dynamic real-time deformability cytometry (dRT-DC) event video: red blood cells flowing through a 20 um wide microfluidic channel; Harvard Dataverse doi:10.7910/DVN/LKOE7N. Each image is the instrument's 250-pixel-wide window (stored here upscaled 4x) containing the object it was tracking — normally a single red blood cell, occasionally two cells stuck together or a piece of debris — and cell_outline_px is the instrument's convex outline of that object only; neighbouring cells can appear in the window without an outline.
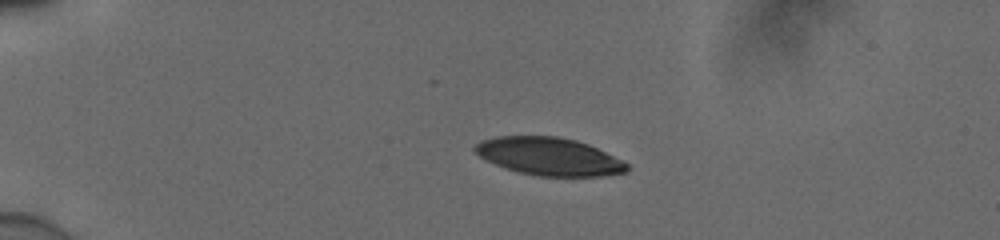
{"species": "human", "species_latin": "Homo sapiens", "temperature_condition": "cold", "stored_images_in_passage": 4, "camera_frame_rate_fps": 3000, "um_per_image_px": 0.085, "donor": {"sex": "male"}, "frame": {"image": 1, "passage_image": 1, "time_ms": 0.0, "image_size_px": [1000, 240], "cell_outline_px": [[628, 172], [604, 176], [540, 176], [520, 172], [496, 164], [480, 156], [472, 148], [480, 140], [496, 136], [556, 136], [576, 140], [588, 144], [624, 160], [628, 164]], "centroid_in_image_um": [46.72, 13.29], "position_along_channel_um": 38.3, "area_um2": 33.41}}